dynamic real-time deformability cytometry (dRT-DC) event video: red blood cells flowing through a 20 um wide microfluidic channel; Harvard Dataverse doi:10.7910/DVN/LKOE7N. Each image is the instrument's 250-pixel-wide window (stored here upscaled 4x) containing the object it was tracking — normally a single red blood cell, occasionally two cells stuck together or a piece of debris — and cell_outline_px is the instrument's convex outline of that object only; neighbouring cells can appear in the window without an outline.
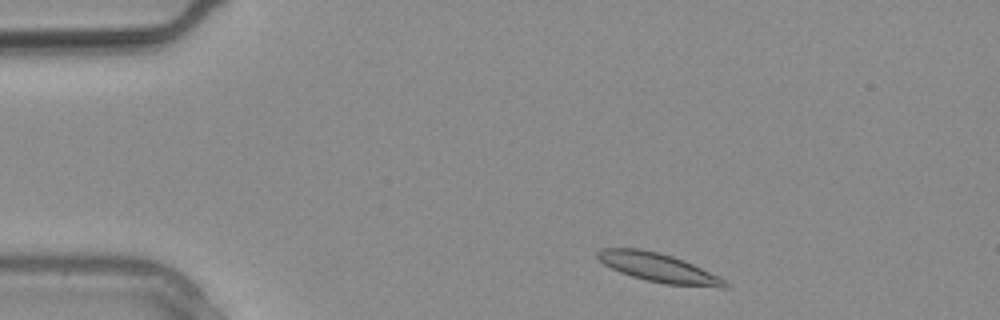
{"species": "common noctule bat (a hibernating species)", "species_latin": "Nyctalus noctula", "temperature_condition": "warm", "stored_images_in_passage": 11, "camera_frame_rate_fps": 3000, "um_per_image_px": 0.085, "animal": {"sex": "male", "body_mass_g": 20.4}, "frame": {"image": 1, "passage_image": 2, "time_ms": 0.333, "image_size_px": [1000, 320], "cell_outline_px": [[732, 284], [728, 288], [720, 288], [664, 284], [632, 276], [620, 272], [604, 264], [596, 256], [596, 252], [600, 248], [640, 248], [660, 252], [684, 260]], "centroid_in_image_um": [55.97, 22.75], "position_along_channel_um": 29.0, "area_um2": 21.39}}
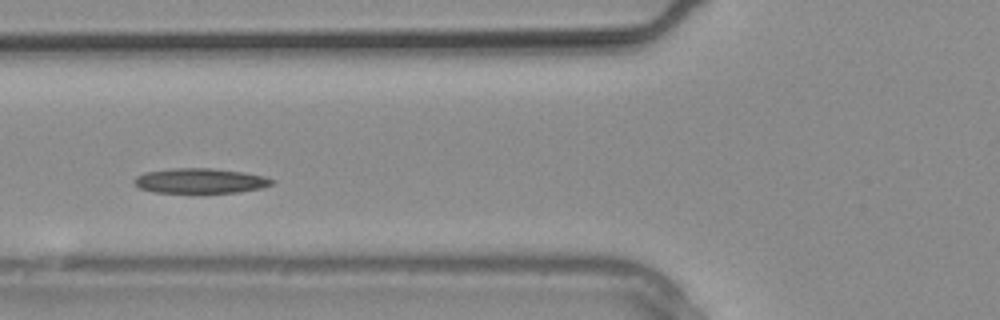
{"frame": {"image": 2, "passage_image": 8, "time_ms": 2.333, "image_size_px": [1000, 320], "cell_outline_px": [[276, 180], [272, 184], [260, 188], [236, 192], [156, 192], [140, 188], [132, 180], [136, 176], [144, 172], [172, 168], [212, 168], [244, 172], [264, 176]], "centroid_in_image_um": [17.01, 15.35], "position_along_channel_um": 108.8, "area_um2": 19.88}}